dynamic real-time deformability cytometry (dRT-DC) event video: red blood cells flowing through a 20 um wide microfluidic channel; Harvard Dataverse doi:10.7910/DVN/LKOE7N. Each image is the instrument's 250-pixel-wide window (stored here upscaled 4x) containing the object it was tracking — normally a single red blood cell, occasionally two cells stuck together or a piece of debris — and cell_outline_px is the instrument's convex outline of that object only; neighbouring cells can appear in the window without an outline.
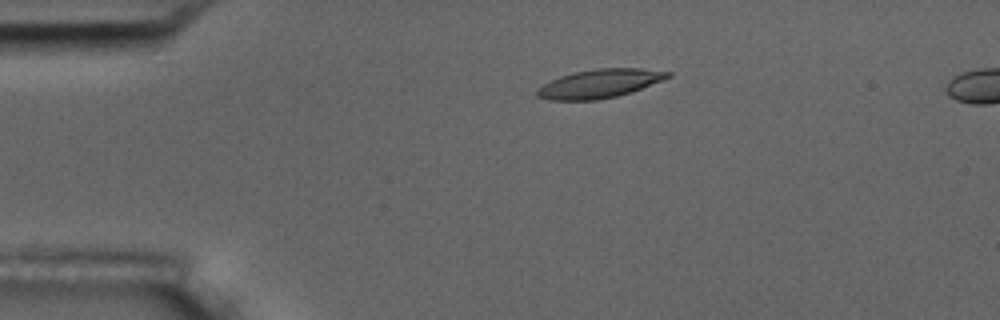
{"species": "common noctule bat (a hibernating species)", "species_latin": "Nyctalus noctula", "temperature_condition": "room temperature", "stored_images_in_passage": 6, "camera_frame_rate_fps": 3000, "um_per_image_px": 0.085, "animal": {"sex": "male", "body_mass_g": 17.5, "forearm_length_mm": 52.3}, "frame": {"image": 1, "passage_image": 4, "time_ms": 3.333, "image_size_px": [1000, 320], "cell_outline_px": [[672, 76], [632, 92], [616, 96], [596, 100], [548, 100], [536, 96], [536, 88], [560, 76], [576, 72], [596, 68], [640, 68], [672, 72]], "centroid_in_image_um": [50.96, 7.11], "position_along_channel_um": 34.0, "area_um2": 21.79}}